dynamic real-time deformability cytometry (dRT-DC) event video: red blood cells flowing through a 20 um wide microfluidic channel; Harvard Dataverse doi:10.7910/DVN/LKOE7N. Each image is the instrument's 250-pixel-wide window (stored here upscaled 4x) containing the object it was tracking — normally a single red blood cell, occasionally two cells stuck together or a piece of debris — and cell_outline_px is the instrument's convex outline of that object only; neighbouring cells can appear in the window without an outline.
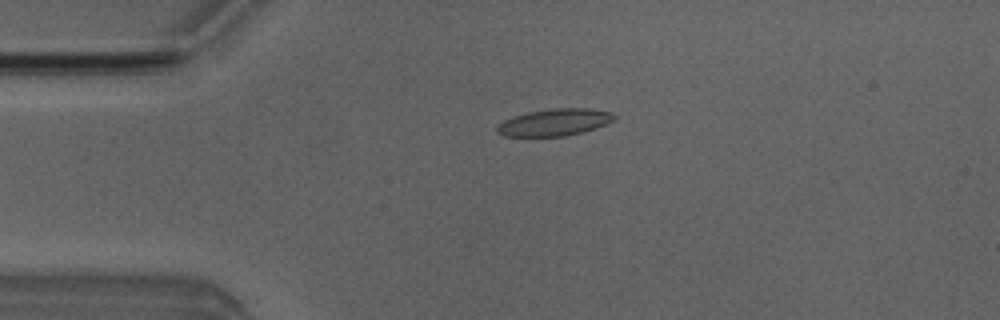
{"species": "Egyptian fruit bat (a non-hibernating species)", "species_latin": "Rousettus aegyptiacus", "temperature_condition": "room temperature", "stored_images_in_passage": 5, "camera_frame_rate_fps": 3000, "um_per_image_px": 0.085, "animal": {"sex": "male"}, "frame": {"image": 1, "passage_image": 4, "time_ms": 3.667, "image_size_px": [1000, 320], "cell_outline_px": [[616, 116], [612, 120], [596, 128], [564, 136], [504, 136], [496, 132], [496, 128], [504, 120], [512, 116], [528, 112], [556, 108], [588, 108], [612, 112]], "centroid_in_image_um": [47.11, 10.39], "position_along_channel_um": 37.9, "area_um2": 18.21}}